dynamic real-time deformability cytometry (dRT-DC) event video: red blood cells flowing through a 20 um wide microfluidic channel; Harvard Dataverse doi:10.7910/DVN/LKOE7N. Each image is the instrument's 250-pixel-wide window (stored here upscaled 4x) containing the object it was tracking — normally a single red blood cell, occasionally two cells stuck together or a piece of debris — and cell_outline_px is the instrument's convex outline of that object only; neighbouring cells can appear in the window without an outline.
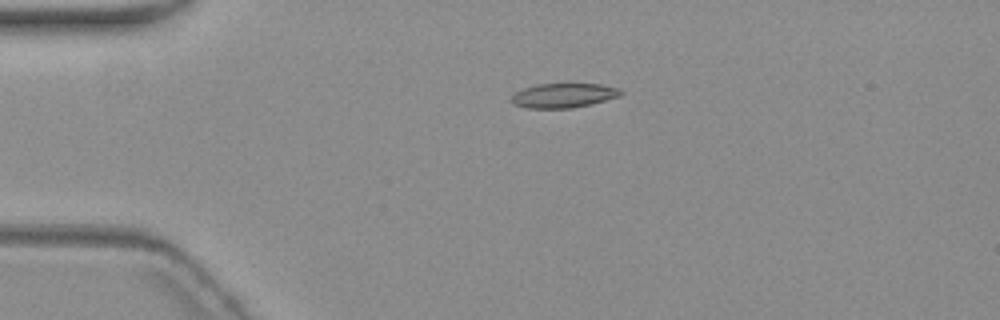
{"species": "common noctule bat (a hibernating species)", "species_latin": "Nyctalus noctula", "temperature_condition": "warm", "stored_images_in_passage": 5, "camera_frame_rate_fps": 3000, "um_per_image_px": 0.085, "animal": {"sex": "female", "body_mass_g": 19.3, "forearm_length_mm": 54.1}, "frame": {"image": 1, "passage_image": 4, "time_ms": 3.667, "image_size_px": [1000, 320], "cell_outline_px": [[624, 92], [620, 96], [592, 104], [572, 108], [524, 108], [512, 104], [512, 96], [516, 92], [524, 88], [536, 84], [600, 84], [620, 88]], "centroid_in_image_um": [47.92, 8.12], "position_along_channel_um": 37.1, "area_um2": 15.66}}